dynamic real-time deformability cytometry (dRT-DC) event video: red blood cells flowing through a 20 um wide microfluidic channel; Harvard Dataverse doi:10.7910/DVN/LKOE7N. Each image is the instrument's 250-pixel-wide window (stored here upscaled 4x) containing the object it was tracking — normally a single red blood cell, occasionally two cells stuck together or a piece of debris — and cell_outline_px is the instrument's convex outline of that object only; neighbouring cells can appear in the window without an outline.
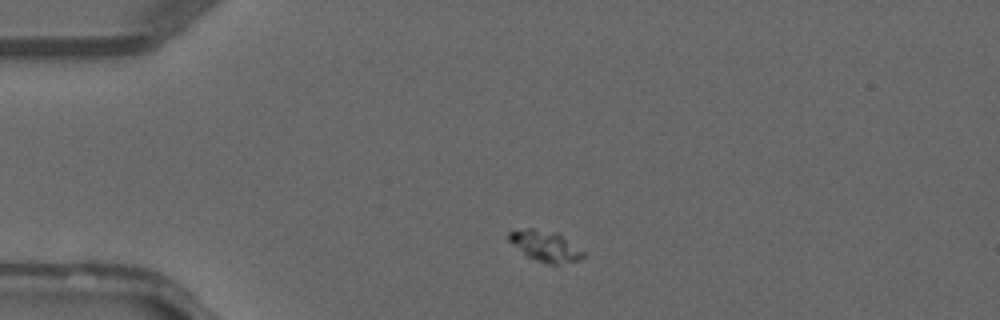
{"species": "common noctule bat (a hibernating species)", "species_latin": "Nyctalus noctula", "temperature_condition": "warm", "stored_images_in_passage": 2, "camera_frame_rate_fps": 3000, "um_per_image_px": 0.085, "animal": {"sex": "male", "forearm_length_mm": 52.5}, "frame": {"image": 1, "passage_image": 1, "time_ms": 0.0, "image_size_px": [1000, 320], "cell_outline_px": [[584, 256], [580, 260], [556, 264], [548, 264], [536, 260], [528, 256], [512, 244], [508, 240], [508, 232], [528, 228], [532, 228], [556, 232], [584, 252]], "centroid_in_image_um": [46.34, 20.91], "position_along_channel_um": 38.7, "area_um2": 13.01}}